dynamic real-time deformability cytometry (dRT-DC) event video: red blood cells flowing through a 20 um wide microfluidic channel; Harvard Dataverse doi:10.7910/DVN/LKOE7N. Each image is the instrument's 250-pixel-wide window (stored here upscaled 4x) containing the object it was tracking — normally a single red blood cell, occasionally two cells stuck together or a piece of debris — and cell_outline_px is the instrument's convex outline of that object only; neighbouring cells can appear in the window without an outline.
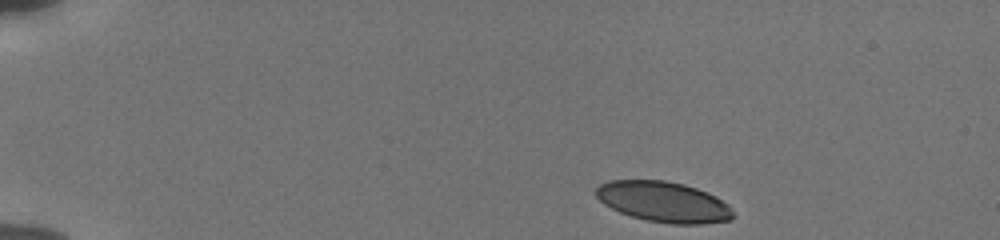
{"species": "human", "species_latin": "Homo sapiens", "temperature_condition": "cold", "stored_images_in_passage": 46, "camera_frame_rate_fps": 3000, "um_per_image_px": 0.085, "donor": {"sex": "male"}, "frame": {"image": 1, "passage_image": 1, "time_ms": 0.0, "image_size_px": [1000, 240], "cell_outline_px": [[736, 216], [732, 220], [700, 224], [672, 224], [648, 220], [632, 216], [620, 212], [604, 204], [596, 196], [596, 188], [600, 184], [608, 180], [664, 180], [684, 184], [696, 188], [716, 196], [728, 204]], "centroid_in_image_um": [56.43, 17.15], "position_along_channel_um": 28.6, "area_um2": 32.43}}
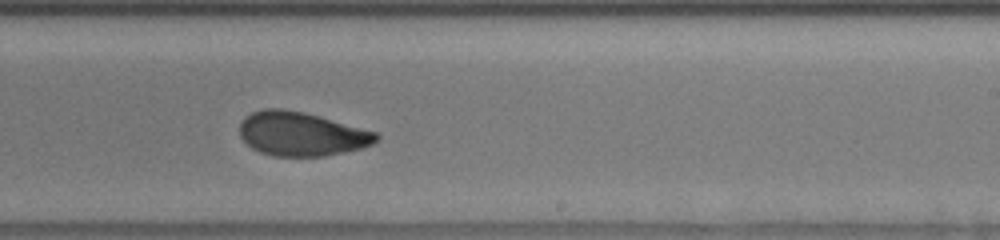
{"frame": {"image": 2, "passage_image": 27, "time_ms": 8.667, "image_size_px": [1000, 240], "cell_outline_px": [[380, 140], [364, 148], [324, 156], [272, 156], [260, 152], [252, 148], [240, 136], [240, 120], [244, 116], [252, 112], [264, 108], [284, 108], [304, 112], [320, 116], [376, 132], [380, 136]], "centroid_in_image_um": [25.62, 11.38], "position_along_channel_um": 263.4, "area_um2": 35.26}}
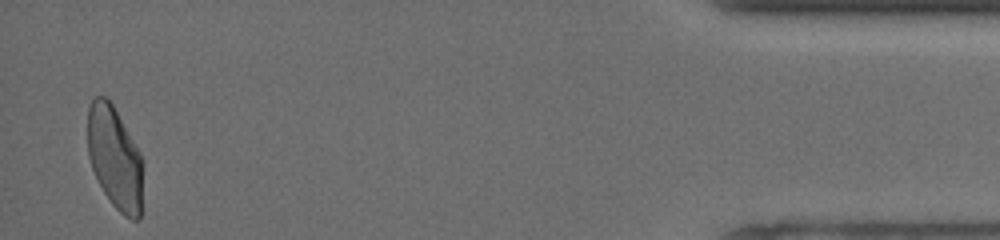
{"frame": {"image": 3, "passage_image": 45, "time_ms": 14.667, "image_size_px": [1000, 240], "cell_outline_px": [[140, 220], [132, 220], [124, 216], [112, 204], [104, 192], [92, 168], [88, 156], [88, 108], [92, 100], [96, 96], [104, 96], [112, 104], [140, 152]], "centroid_in_image_um": [9.72, 13.4], "position_along_channel_um": 425.5, "area_um2": 32.19}, "authors_computed_cell_mechanics": {"area_um2": 34.7089, "velocity_mm_per_s": 3.8396, "shape_relaxation_time_tau1_ms": 5.4808, "shape_relaxation_time_tau2_ms": 1.7322, "deformation_change_tau1": 0.1481, "deformation_change_tau2": 0.0774}}